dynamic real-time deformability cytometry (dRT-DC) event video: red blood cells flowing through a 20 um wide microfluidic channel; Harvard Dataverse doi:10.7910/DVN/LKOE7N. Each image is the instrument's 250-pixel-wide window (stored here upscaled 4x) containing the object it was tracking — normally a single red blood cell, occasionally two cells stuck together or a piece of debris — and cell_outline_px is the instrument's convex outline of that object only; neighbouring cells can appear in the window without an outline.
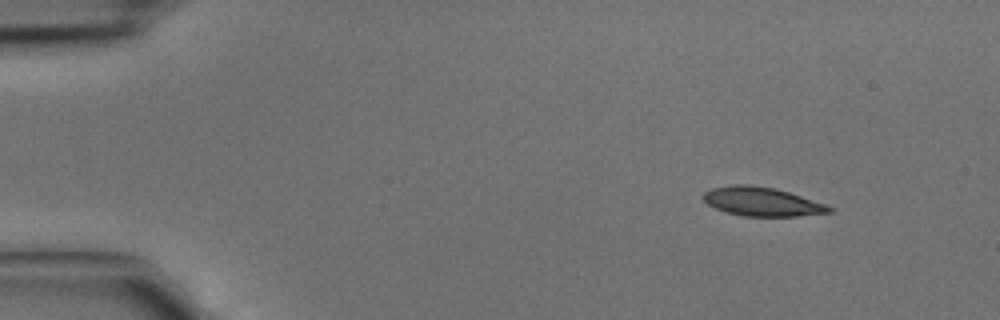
{"species": "common noctule bat (a hibernating species)", "species_latin": "Nyctalus noctula", "temperature_condition": "cold", "stored_images_in_passage": 5, "segment_of_instrument_passage": [1, 2], "camera_frame_rate_fps": 3000, "um_per_image_px": 0.085, "animal": {"sex": "male", "body_mass_g": 15.6}, "frame": {"image": 1, "passage_image": 2, "time_ms": 0.333, "image_size_px": [1000, 320], "cell_outline_px": [[832, 212], [796, 216], [744, 216], [728, 212], [716, 208], [708, 204], [704, 200], [704, 192], [712, 188], [732, 184], [748, 184], [776, 188], [824, 204], [832, 208]], "centroid_in_image_um": [64.74, 17.13], "position_along_channel_um": 20.3, "area_um2": 20.87}}